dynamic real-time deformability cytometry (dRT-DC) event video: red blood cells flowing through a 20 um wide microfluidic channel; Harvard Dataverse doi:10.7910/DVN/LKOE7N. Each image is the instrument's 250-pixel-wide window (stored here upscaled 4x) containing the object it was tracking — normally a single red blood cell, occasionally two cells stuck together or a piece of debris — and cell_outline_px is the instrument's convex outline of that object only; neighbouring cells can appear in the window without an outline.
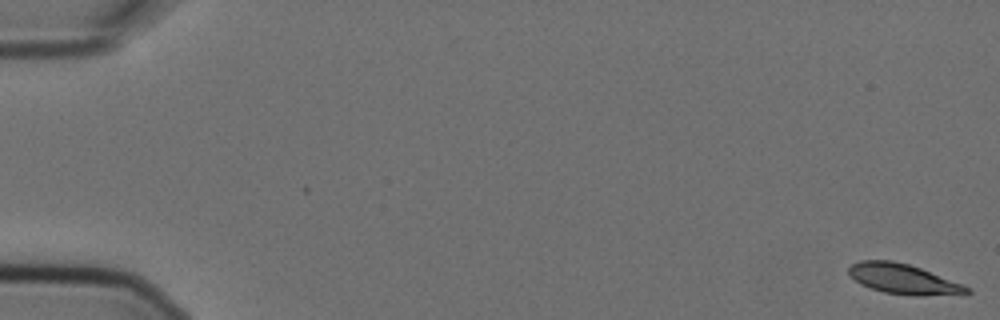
{"species": "Egyptian fruit bat (a non-hibernating species)", "species_latin": "Rousettus aegyptiacus", "temperature_condition": "cold", "stored_images_in_passage": 6, "camera_frame_rate_fps": 3000, "um_per_image_px": 0.085, "animal": {"sex": "female"}, "frame": {"image": 1, "passage_image": 1, "time_ms": 0.0, "image_size_px": [1000, 320], "cell_outline_px": [[972, 292], [916, 296], [884, 292], [860, 284], [848, 272], [848, 268], [852, 264], [860, 260], [892, 260], [908, 264], [920, 268], [964, 284], [972, 288]], "centroid_in_image_um": [76.78, 23.7], "position_along_channel_um": 8.2, "area_um2": 20.4}}
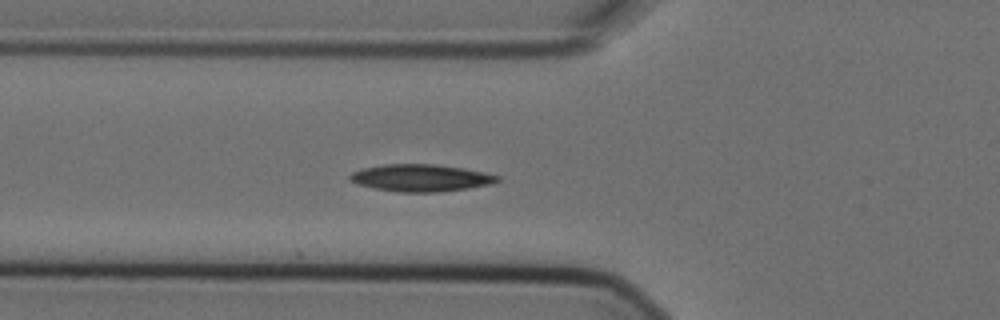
{"frame": {"image": 2, "passage_image": 6, "time_ms": 1.667, "image_size_px": [1000, 320], "cell_outline_px": [[500, 180], [492, 184], [468, 188], [440, 192], [396, 192], [372, 188], [356, 184], [348, 180], [348, 176], [352, 172], [360, 168], [384, 164], [436, 164], [464, 168], [484, 172], [500, 176]], "centroid_in_image_um": [35.73, 15.12], "position_along_channel_um": 90.1, "area_um2": 23.7}}